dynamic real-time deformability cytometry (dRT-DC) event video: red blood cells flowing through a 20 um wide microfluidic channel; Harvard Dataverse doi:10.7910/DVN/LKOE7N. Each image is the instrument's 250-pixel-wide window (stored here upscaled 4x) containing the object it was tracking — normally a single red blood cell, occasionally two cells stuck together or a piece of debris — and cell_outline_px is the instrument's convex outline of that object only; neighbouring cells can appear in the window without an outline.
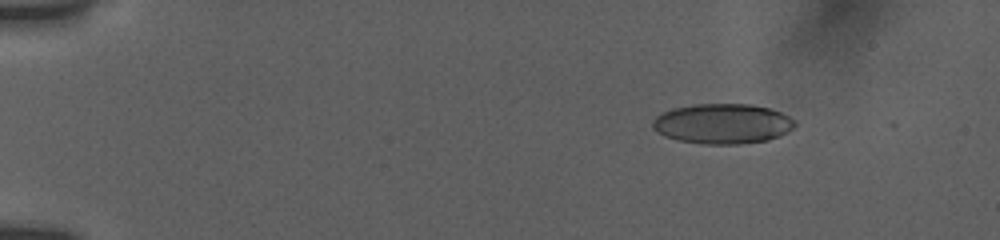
{"species": "human", "species_latin": "Homo sapiens", "temperature_condition": "room temperature", "stored_images_in_passage": 21, "camera_frame_rate_fps": 3000, "um_per_image_px": 0.085, "donor": {"sex": "female"}, "frame": {"image": 1, "passage_image": 6, "time_ms": 2.333, "image_size_px": [1000, 240], "cell_outline_px": [[796, 124], [792, 128], [780, 136], [768, 140], [740, 144], [704, 144], [680, 140], [664, 136], [656, 132], [652, 128], [652, 120], [660, 112], [672, 108], [692, 104], [752, 104], [768, 108], [780, 112], [796, 120]], "centroid_in_image_um": [61.38, 10.51], "position_along_channel_um": 23.6, "area_um2": 33.47}}
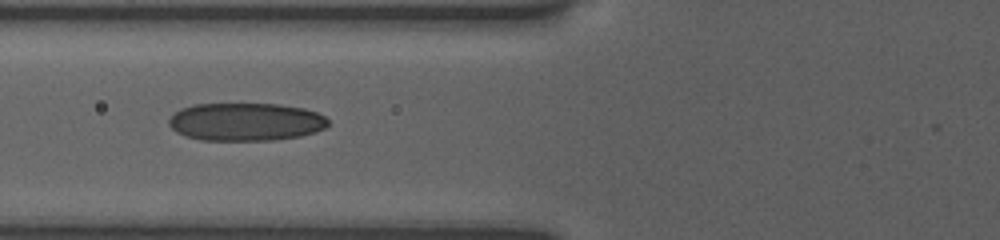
{"frame": {"image": 2, "passage_image": 15, "time_ms": 7.333, "image_size_px": [1000, 240], "cell_outline_px": [[328, 124], [324, 128], [316, 132], [300, 136], [272, 140], [200, 140], [184, 136], [176, 132], [168, 124], [168, 120], [180, 108], [196, 104], [280, 104], [304, 108], [316, 112], [324, 116], [328, 120]], "centroid_in_image_um": [20.87, 10.36], "position_along_channel_um": 104.9, "area_um2": 35.32}}
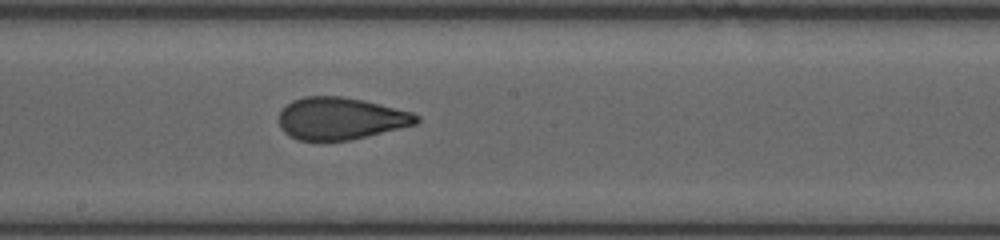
{"frame": {"image": 3, "passage_image": 21, "time_ms": 10.333, "image_size_px": [1000, 240], "cell_outline_px": [[420, 120], [416, 124], [348, 140], [296, 140], [284, 132], [280, 128], [280, 112], [292, 100], [304, 96], [340, 96], [364, 100], [412, 112], [420, 116]], "centroid_in_image_um": [28.94, 10.06], "position_along_channel_um": 219.3, "area_um2": 33.52}}